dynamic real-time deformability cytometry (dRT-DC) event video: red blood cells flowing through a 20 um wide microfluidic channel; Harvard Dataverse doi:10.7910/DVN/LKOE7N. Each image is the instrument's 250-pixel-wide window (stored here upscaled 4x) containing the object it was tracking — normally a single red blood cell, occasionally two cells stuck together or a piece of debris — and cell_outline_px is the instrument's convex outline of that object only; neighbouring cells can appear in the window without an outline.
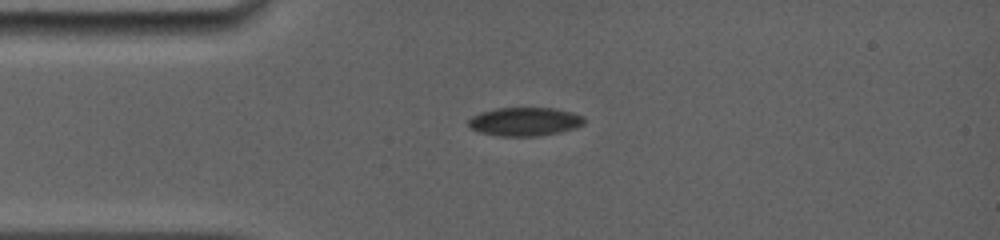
{"species": "common noctule bat (a hibernating species)", "species_latin": "Nyctalus noctula", "temperature_condition": "room temperature", "stored_images_in_passage": 32, "camera_frame_rate_fps": 5000, "um_per_image_px": 0.085, "animal": {"sex": "female", "body_mass_g": 19.0, "forearm_length_mm": 56.7}, "frame": {"image": 1, "passage_image": 1, "time_ms": 0.0, "image_size_px": [1000, 240], "cell_outline_px": [[584, 124], [560, 132], [536, 136], [500, 136], [480, 132], [472, 128], [468, 124], [468, 120], [472, 116], [480, 112], [496, 108], [552, 108], [572, 112], [584, 116]], "centroid_in_image_um": [44.59, 10.33], "position_along_channel_um": 40.4, "area_um2": 19.13}}
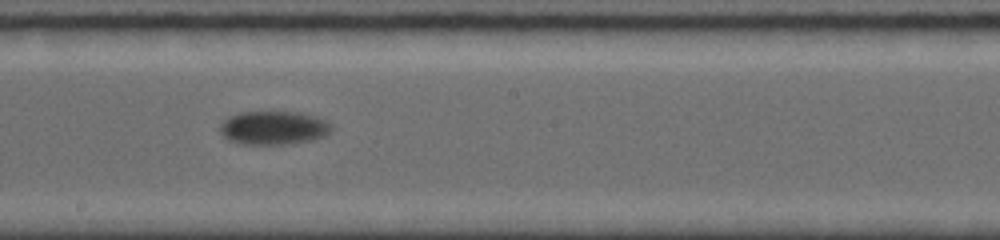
{"frame": {"image": 2, "passage_image": 14, "time_ms": 5.4, "image_size_px": [1000, 240], "cell_outline_px": [[332, 132], [324, 136], [312, 140], [280, 144], [240, 144], [228, 140], [220, 132], [220, 124], [228, 116], [240, 112], [296, 112], [316, 116], [332, 124]], "centroid_in_image_um": [23.24, 10.86], "position_along_channel_um": 225.0, "area_um2": 21.85}}
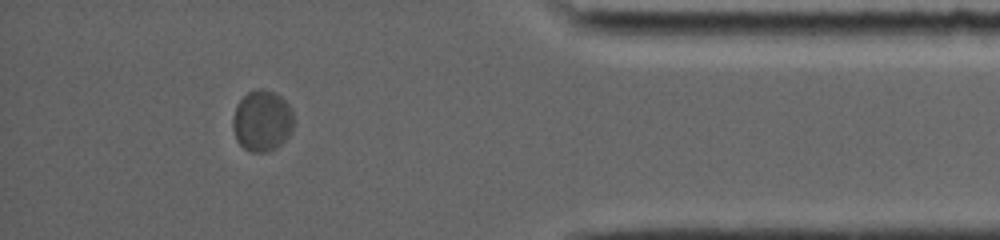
{"frame": {"image": 3, "passage_image": 28, "time_ms": 11.0, "image_size_px": [1000, 240], "cell_outline_px": [[292, 132], [276, 148], [264, 152], [252, 152], [244, 148], [236, 140], [232, 128], [232, 120], [236, 104], [248, 92], [256, 88], [260, 88], [276, 92], [288, 104], [292, 112]], "centroid_in_image_um": [22.25, 10.26], "position_along_channel_um": 413.0, "area_um2": 21.73}, "authors_computed_cell_mechanics": {"area_um2": 21.5594, "velocity_mm_per_s": 3.7577, "shape_relaxation_time_tau1_ms": 4.0786, "shape_relaxation_time_tau2_ms": null, "deformation_change_tau1": 0.0499, "deformation_change_tau2": null}}